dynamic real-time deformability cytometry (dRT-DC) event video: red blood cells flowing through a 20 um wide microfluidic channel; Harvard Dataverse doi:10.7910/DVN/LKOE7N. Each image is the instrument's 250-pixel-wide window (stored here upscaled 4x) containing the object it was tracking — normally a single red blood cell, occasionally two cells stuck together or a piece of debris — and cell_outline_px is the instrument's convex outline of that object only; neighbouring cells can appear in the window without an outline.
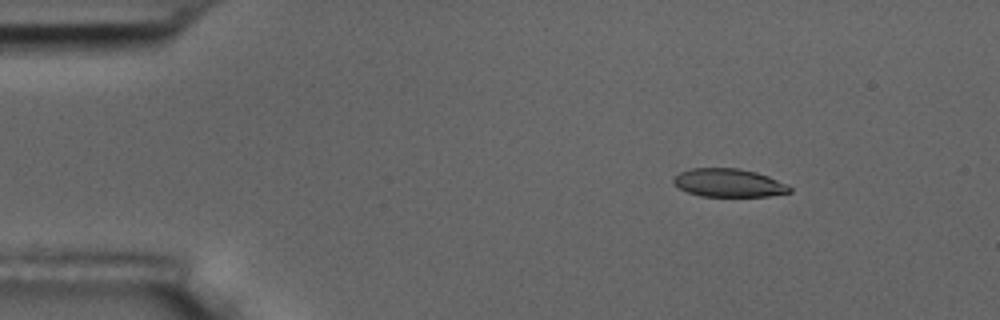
{"species": "common noctule bat (a hibernating species)", "species_latin": "Nyctalus noctula", "temperature_condition": "room temperature", "stored_images_in_passage": 8, "camera_frame_rate_fps": 3000, "um_per_image_px": 0.085, "animal": {"sex": "male", "body_mass_g": 17.5, "forearm_length_mm": 52.3}, "frame": {"image": 1, "passage_image": 1, "time_ms": 0.0, "image_size_px": [1000, 320], "cell_outline_px": [[792, 192], [768, 196], [700, 196], [688, 192], [680, 188], [672, 180], [680, 172], [692, 168], [740, 168], [756, 172], [768, 176], [792, 188]], "centroid_in_image_um": [61.94, 15.54], "position_along_channel_um": 23.1, "area_um2": 18.9}}
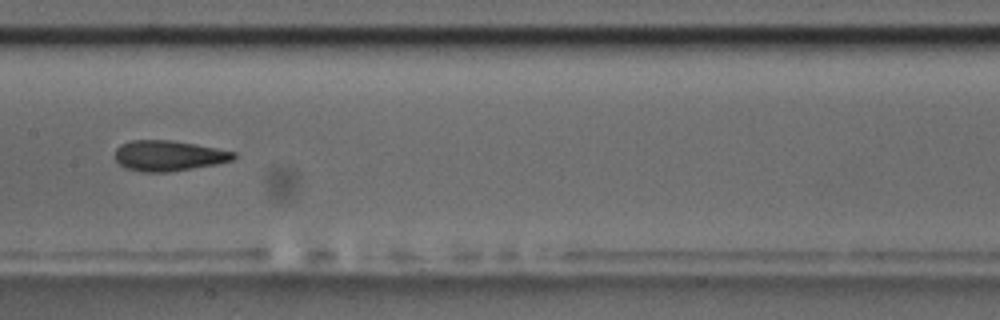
{"frame": {"image": 2, "passage_image": 6, "time_ms": 6.667, "image_size_px": [1000, 320], "cell_outline_px": [[236, 156], [232, 160], [216, 164], [168, 172], [144, 172], [124, 168], [116, 160], [116, 148], [120, 144], [132, 140], [172, 140], [196, 144], [236, 152]], "centroid_in_image_um": [14.32, 13.23], "position_along_channel_um": 193.1, "area_um2": 21.04}}
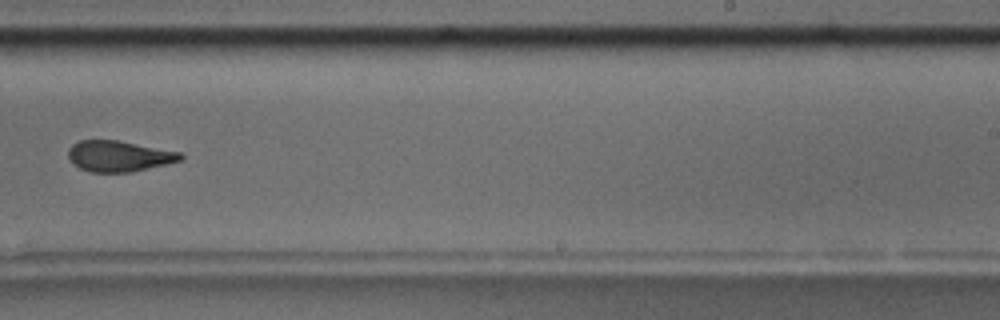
{"frame": {"image": 3, "passage_image": 8, "time_ms": 9.0, "image_size_px": [1000, 320], "cell_outline_px": [[184, 156], [180, 160], [164, 164], [128, 172], [88, 172], [72, 164], [68, 156], [68, 148], [72, 144], [80, 140], [120, 140], [180, 152]], "centroid_in_image_um": [10.05, 13.26], "position_along_channel_um": 279.0, "area_um2": 20.11}}